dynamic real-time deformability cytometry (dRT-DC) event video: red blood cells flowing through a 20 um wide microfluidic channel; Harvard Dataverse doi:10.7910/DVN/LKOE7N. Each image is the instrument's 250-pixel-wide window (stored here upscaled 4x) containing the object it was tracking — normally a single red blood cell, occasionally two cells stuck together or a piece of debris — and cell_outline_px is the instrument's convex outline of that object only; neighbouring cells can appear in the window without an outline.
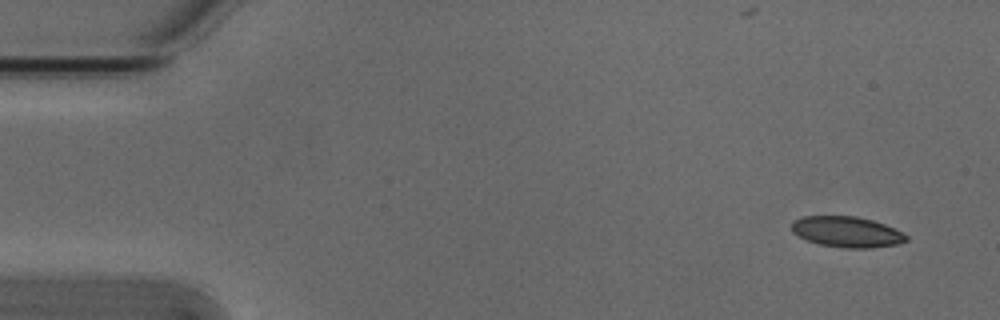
{"species": "Egyptian fruit bat (a non-hibernating species)", "species_latin": "Rousettus aegyptiacus", "temperature_condition": "cold", "stored_images_in_passage": 5, "camera_frame_rate_fps": 3000, "um_per_image_px": 0.085, "animal": {"sex": "male"}, "frame": {"image": 1, "passage_image": 1, "time_ms": 0.0, "image_size_px": [1000, 320], "cell_outline_px": [[908, 240], [896, 244], [872, 248], [844, 248], [820, 244], [808, 240], [792, 232], [792, 220], [800, 216], [856, 216], [872, 220], [884, 224], [908, 236]], "centroid_in_image_um": [71.95, 19.7], "position_along_channel_um": 13.0, "area_um2": 20.4}}
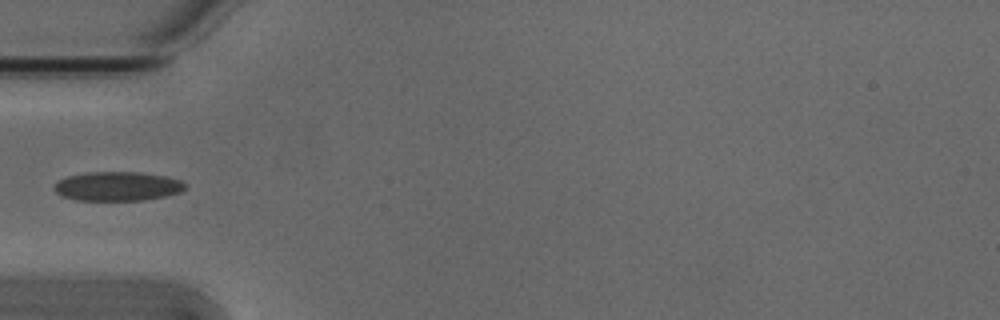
{"frame": {"image": 2, "passage_image": 4, "time_ms": 1.0, "image_size_px": [1000, 320], "cell_outline_px": [[188, 184], [180, 192], [164, 196], [144, 200], [76, 200], [60, 196], [52, 188], [60, 180], [68, 176], [88, 172], [140, 172], [168, 176], [180, 180]], "centroid_in_image_um": [10.0, 15.83], "position_along_channel_um": 75.0, "area_um2": 22.31}}
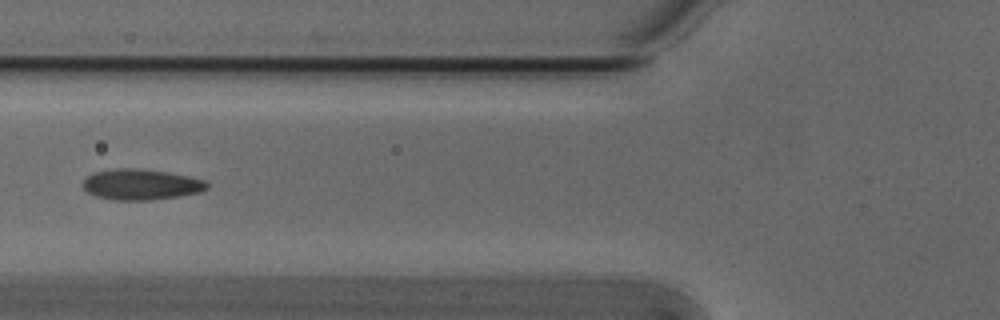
{"frame": {"image": 3, "passage_image": 5, "time_ms": 1.333, "image_size_px": [1000, 320], "cell_outline_px": [[208, 188], [200, 192], [180, 196], [152, 200], [116, 200], [96, 196], [88, 192], [84, 188], [84, 180], [92, 172], [124, 168], [140, 168], [168, 172], [188, 176], [204, 180], [208, 184]], "centroid_in_image_um": [12.01, 15.68], "position_along_channel_um": 113.8, "area_um2": 22.14}}